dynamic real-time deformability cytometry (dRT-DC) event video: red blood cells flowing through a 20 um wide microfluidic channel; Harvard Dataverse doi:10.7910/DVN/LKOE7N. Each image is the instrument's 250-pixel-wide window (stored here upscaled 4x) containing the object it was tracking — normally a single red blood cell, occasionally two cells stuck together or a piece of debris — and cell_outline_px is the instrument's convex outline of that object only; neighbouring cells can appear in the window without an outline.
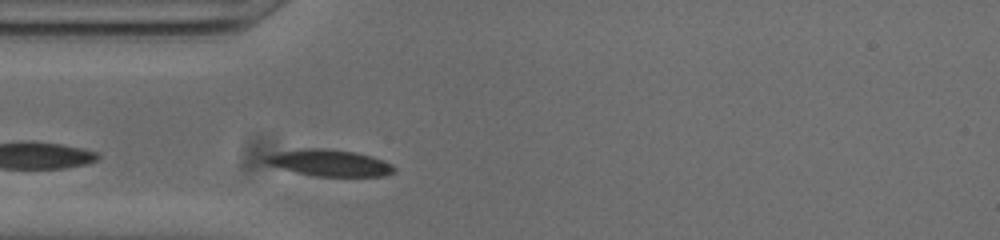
{"species": "common noctule bat (a hibernating species)", "species_latin": "Nyctalus noctula", "temperature_condition": "cold", "stored_images_in_passage": 27, "camera_frame_rate_fps": 3000, "um_per_image_px": 0.085, "animal": {"sex": "male", "body_mass_g": 20.0, "forearm_length_mm": 53.3}, "frame": {"image": 1, "passage_image": 2, "time_ms": 0.333, "image_size_px": [1000, 240], "cell_outline_px": [[396, 172], [384, 176], [316, 176], [296, 172], [268, 164], [264, 160], [264, 156], [280, 152], [300, 148], [320, 148], [356, 152], [372, 156], [392, 164], [396, 168]], "centroid_in_image_um": [28.05, 13.84], "position_along_channel_um": 56.9, "area_um2": 19.77}}
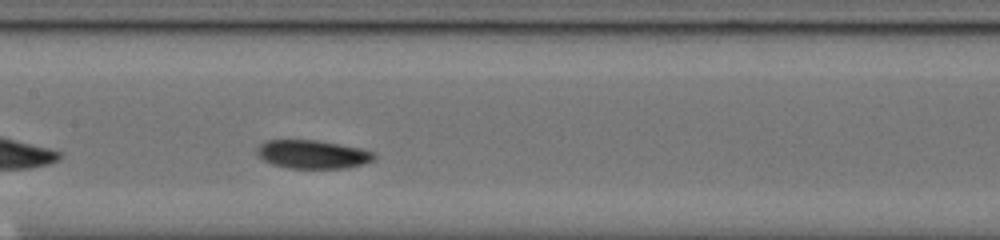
{"frame": {"image": 2, "passage_image": 12, "time_ms": 3.667, "image_size_px": [1000, 240], "cell_outline_px": [[376, 156], [372, 160], [364, 164], [344, 168], [288, 168], [272, 164], [264, 160], [256, 152], [256, 148], [260, 144], [268, 140], [316, 140], [360, 148], [376, 152]], "centroid_in_image_um": [26.58, 13.12], "position_along_channel_um": 180.8, "area_um2": 19.36}}
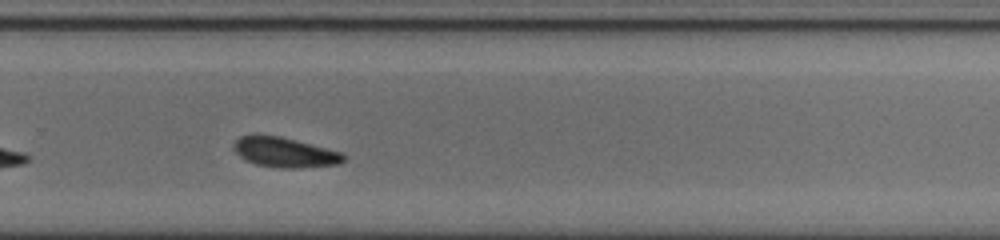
{"frame": {"image": 3, "passage_image": 22, "time_ms": 7.0, "image_size_px": [1000, 240], "cell_outline_px": [[348, 156], [340, 164], [300, 168], [280, 168], [256, 164], [244, 160], [236, 152], [236, 140], [240, 136], [252, 132], [256, 132], [280, 136], [344, 152]], "centroid_in_image_um": [24.23, 12.92], "position_along_channel_um": 305.6, "area_um2": 19.65}, "authors_computed_cell_mechanics": {"area_um2": 19.363, "velocity_mm_per_s": 3.7502, "shape_relaxation_time_tau1_ms": 3.406, "shape_relaxation_time_tau2_ms": null, "deformation_change_tau1": 0.1068, "deformation_change_tau2": null}}